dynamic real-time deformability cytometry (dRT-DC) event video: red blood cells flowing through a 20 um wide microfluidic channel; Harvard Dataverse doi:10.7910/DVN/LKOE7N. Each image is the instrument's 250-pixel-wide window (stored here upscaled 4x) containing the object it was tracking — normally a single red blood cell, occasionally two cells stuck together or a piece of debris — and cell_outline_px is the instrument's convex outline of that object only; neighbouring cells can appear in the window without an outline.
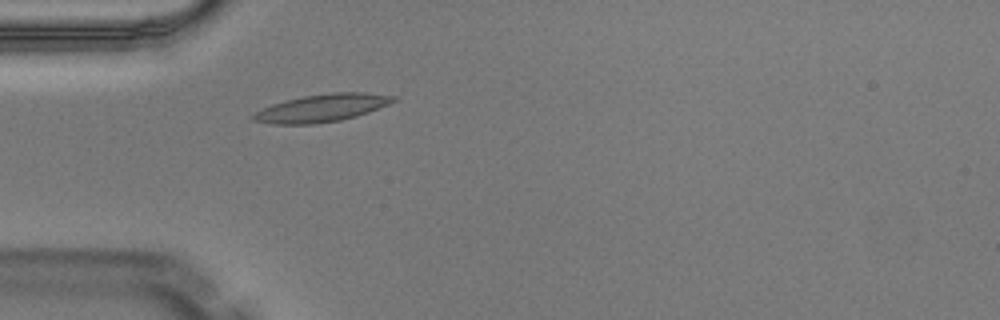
{"species": "Egyptian fruit bat (a non-hibernating species)", "species_latin": "Rousettus aegyptiacus", "temperature_condition": "warm", "stored_images_in_passage": 3, "camera_frame_rate_fps": 3000, "um_per_image_px": 0.085, "animal": {"sex": "male"}, "frame": {"image": 1, "passage_image": 3, "time_ms": 0.667, "image_size_px": [1000, 320], "cell_outline_px": [[396, 100], [388, 104], [368, 112], [356, 116], [340, 120], [312, 124], [276, 124], [252, 120], [248, 116], [272, 104], [304, 96], [332, 92], [364, 92], [396, 96]], "centroid_in_image_um": [27.35, 9.18], "position_along_channel_um": 57.6, "area_um2": 22.31}}